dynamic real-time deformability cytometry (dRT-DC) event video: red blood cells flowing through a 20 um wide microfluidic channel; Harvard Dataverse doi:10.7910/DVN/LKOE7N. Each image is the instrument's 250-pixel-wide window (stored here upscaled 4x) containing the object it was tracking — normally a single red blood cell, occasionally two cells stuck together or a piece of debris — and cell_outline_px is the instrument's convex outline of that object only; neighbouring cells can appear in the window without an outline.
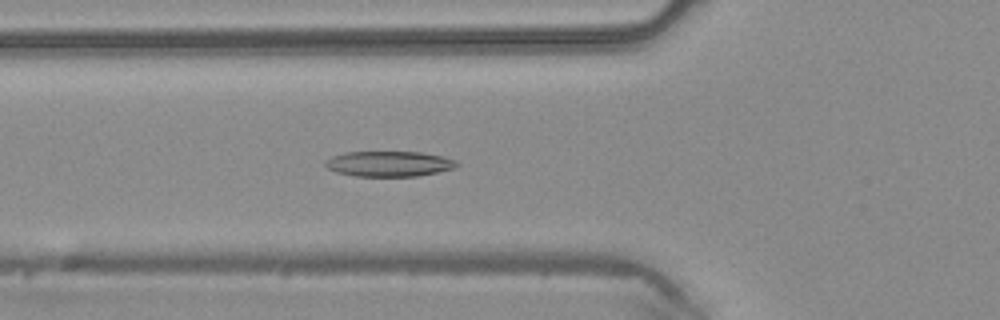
{"species": "common noctule bat (a hibernating species)", "species_latin": "Nyctalus noctula", "temperature_condition": "warm", "stored_images_in_passage": 46, "camera_frame_rate_fps": 3000, "um_per_image_px": 0.085, "animal": {"sex": "male", "body_mass_g": 20.4}, "frame": {"image": 1, "passage_image": 16, "time_ms": 5.0, "image_size_px": [1000, 320], "cell_outline_px": [[460, 164], [456, 168], [416, 176], [356, 176], [336, 172], [328, 168], [324, 164], [324, 160], [332, 156], [344, 152], [420, 152], [440, 156], [452, 160]], "centroid_in_image_um": [33.02, 13.92], "position_along_channel_um": 92.8, "area_um2": 19.31}}
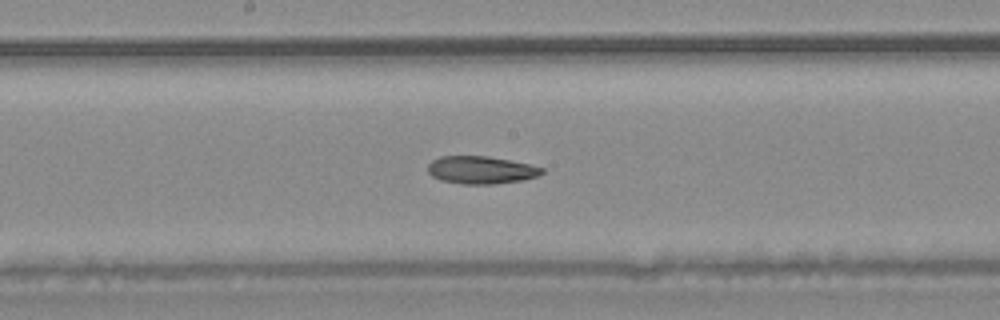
{"frame": {"image": 2, "passage_image": 24, "time_ms": 7.667, "image_size_px": [1000, 320], "cell_outline_px": [[544, 172], [536, 176], [524, 180], [496, 184], [460, 184], [440, 180], [432, 176], [428, 172], [428, 164], [432, 160], [440, 156], [488, 156], [528, 164], [544, 168]], "centroid_in_image_um": [40.86, 14.45], "position_along_channel_um": 207.3, "area_um2": 18.44}}
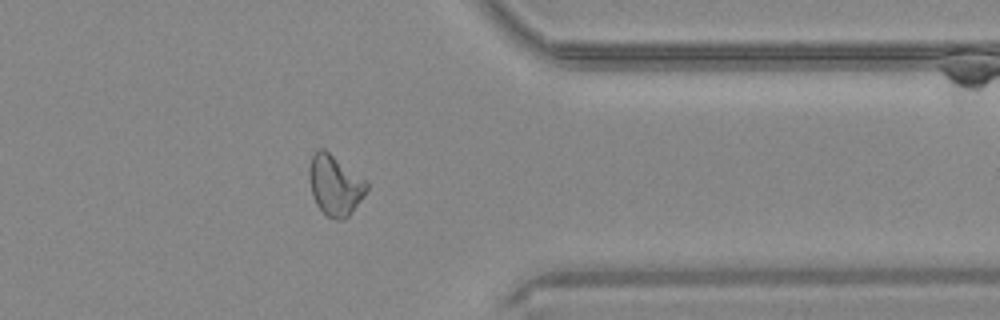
{"frame": {"image": 3, "passage_image": 37, "time_ms": 12.0, "image_size_px": [1000, 320], "cell_outline_px": [[368, 188], [352, 212], [344, 220], [336, 220], [328, 216], [316, 204], [312, 196], [308, 176], [308, 168], [312, 156], [316, 148], [324, 148], [368, 180]], "centroid_in_image_um": [28.47, 15.71], "position_along_channel_um": 382.9, "area_um2": 20.52}}